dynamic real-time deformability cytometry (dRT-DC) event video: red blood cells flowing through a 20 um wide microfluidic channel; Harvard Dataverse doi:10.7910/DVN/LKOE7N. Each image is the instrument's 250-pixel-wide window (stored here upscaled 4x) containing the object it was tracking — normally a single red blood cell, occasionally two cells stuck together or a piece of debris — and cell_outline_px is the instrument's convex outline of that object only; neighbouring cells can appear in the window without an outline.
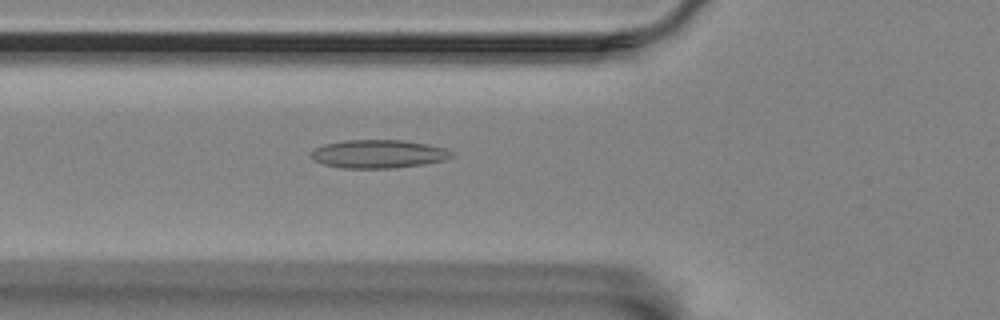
{"species": "Egyptian fruit bat (a non-hibernating species)", "species_latin": "Rousettus aegyptiacus", "temperature_condition": "room temperature", "stored_images_in_passage": 44, "camera_frame_rate_fps": 3000, "um_per_image_px": 0.085, "animal": {"sex": "female"}, "frame": {"image": 1, "passage_image": 7, "time_ms": 2.0, "image_size_px": [1000, 320], "cell_outline_px": [[452, 156], [444, 160], [424, 164], [392, 168], [344, 168], [324, 164], [312, 160], [308, 156], [316, 148], [324, 144], [344, 140], [404, 140], [444, 148], [452, 152]], "centroid_in_image_um": [32.11, 13.09], "position_along_channel_um": 93.7, "area_um2": 23.06}}
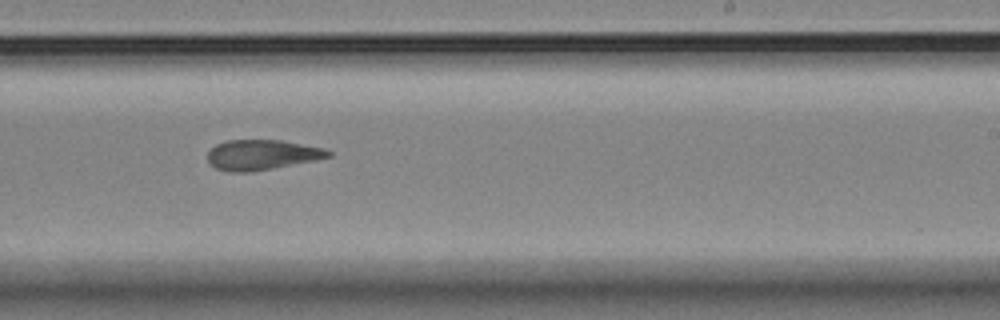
{"frame": {"image": 2, "passage_image": 22, "time_ms": 7.0, "image_size_px": [1000, 320], "cell_outline_px": [[332, 156], [252, 172], [232, 172], [216, 168], [208, 164], [208, 152], [216, 144], [228, 140], [280, 140], [324, 148], [332, 152]], "centroid_in_image_um": [22.22, 13.15], "position_along_channel_um": 266.8, "area_um2": 20.98}}
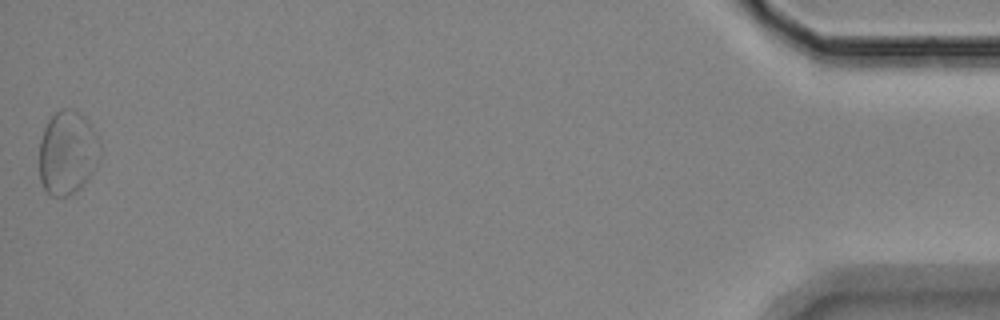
{"frame": {"image": 3, "passage_image": 44, "time_ms": 14.333, "image_size_px": [1000, 320], "cell_outline_px": [[100, 160], [92, 172], [68, 196], [52, 196], [44, 188], [40, 180], [40, 140], [44, 128], [48, 120], [56, 112], [64, 108], [68, 108], [80, 112], [88, 120], [100, 144]], "centroid_in_image_um": [5.73, 12.94], "position_along_channel_um": 429.5, "area_um2": 29.25}, "authors_computed_cell_mechanics": {"area_um2": 22.2241, "velocity_mm_per_s": 3.4536, "shape_relaxation_time_tau1_ms": null, "shape_relaxation_time_tau2_ms": 6.2277, "deformation_change_tau1": null, "deformation_change_tau2": 0.1536}}